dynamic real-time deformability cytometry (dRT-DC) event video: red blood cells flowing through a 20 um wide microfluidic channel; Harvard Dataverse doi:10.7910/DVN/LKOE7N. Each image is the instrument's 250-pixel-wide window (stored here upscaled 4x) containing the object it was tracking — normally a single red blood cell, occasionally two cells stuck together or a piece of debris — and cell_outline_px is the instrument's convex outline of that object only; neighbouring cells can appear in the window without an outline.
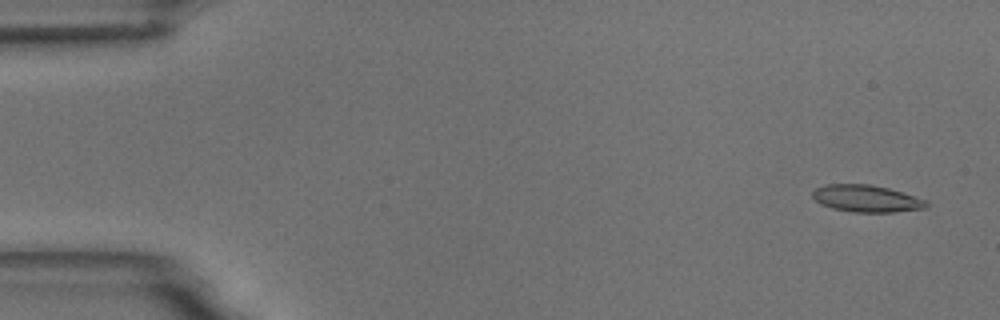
{"species": "common noctule bat (a hibernating species)", "species_latin": "Nyctalus noctula", "temperature_condition": "room temperature", "stored_images_in_passage": 56, "camera_frame_rate_fps": 3000, "um_per_image_px": 0.085, "animal": {"sex": "male", "body_mass_g": 18.8}, "frame": {"image": 1, "passage_image": 3, "time_ms": 0.667, "image_size_px": [1000, 320], "cell_outline_px": [[928, 208], [892, 212], [852, 212], [832, 208], [820, 204], [812, 196], [812, 192], [816, 188], [824, 184], [872, 184], [888, 188], [924, 200], [928, 204]], "centroid_in_image_um": [73.6, 16.87], "position_along_channel_um": 11.4, "area_um2": 17.8}}
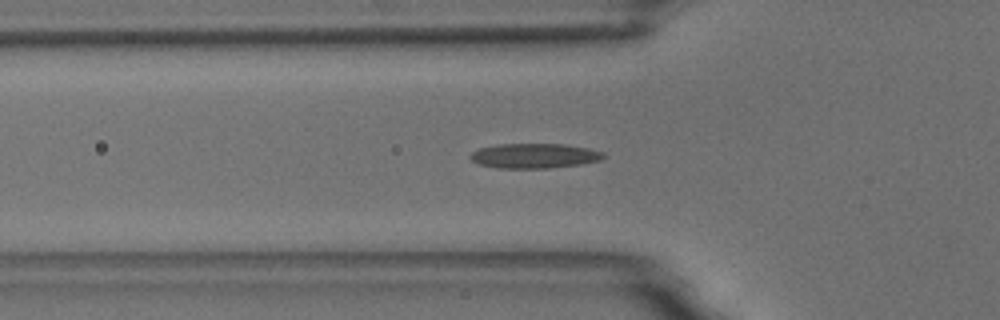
{"frame": {"image": 2, "passage_image": 19, "time_ms": 6.0, "image_size_px": [1000, 320], "cell_outline_px": [[604, 156], [600, 160], [580, 164], [548, 168], [496, 168], [480, 164], [472, 160], [468, 156], [472, 152], [480, 148], [496, 144], [564, 144], [588, 148], [604, 152]], "centroid_in_image_um": [45.4, 13.24], "position_along_channel_um": 80.4, "area_um2": 19.19}}
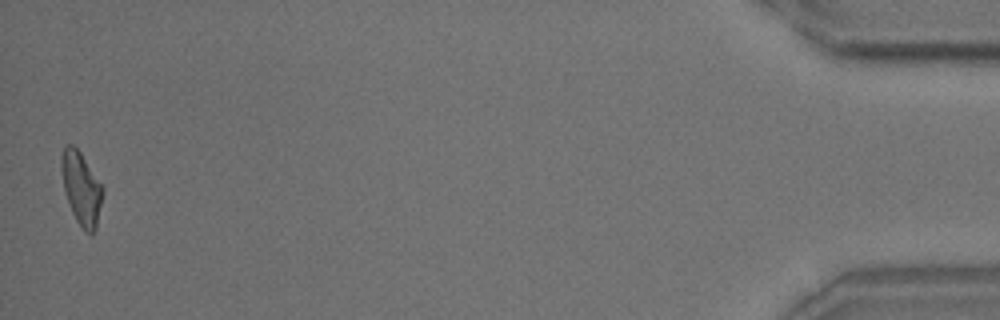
{"frame": {"image": 3, "passage_image": 55, "time_ms": 18.0, "image_size_px": [1000, 320], "cell_outline_px": [[104, 192], [96, 228], [92, 236], [84, 232], [76, 220], [72, 212], [64, 192], [60, 168], [60, 156], [64, 144], [72, 144], [80, 152], [104, 188]], "centroid_in_image_um": [6.89, 16.01], "position_along_channel_um": 428.3, "area_um2": 17.86}, "authors_computed_cell_mechanics": {"area_um2": 17.8313, "velocity_mm_per_s": 3.6604, "shape_relaxation_time_tau1_ms": 10.065, "shape_relaxation_time_tau2_ms": 3.8152, "deformation_change_tau1": 0.226, "deformation_change_tau2": 0.12}}